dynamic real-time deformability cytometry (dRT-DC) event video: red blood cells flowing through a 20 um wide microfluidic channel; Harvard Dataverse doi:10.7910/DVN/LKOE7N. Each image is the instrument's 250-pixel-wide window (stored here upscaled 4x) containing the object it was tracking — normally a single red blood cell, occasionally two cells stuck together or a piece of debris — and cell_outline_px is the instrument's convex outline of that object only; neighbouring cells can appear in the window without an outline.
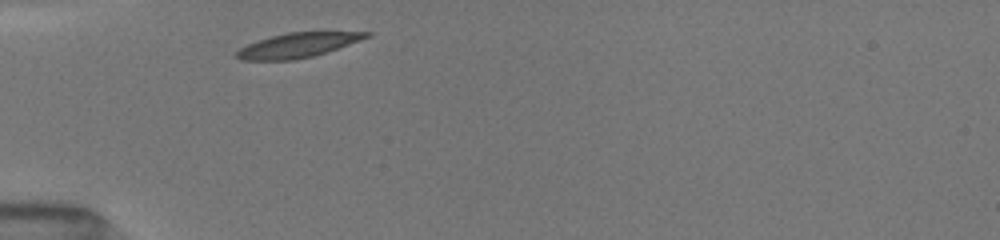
{"species": "common noctule bat (a hibernating species)", "species_latin": "Nyctalus noctula", "temperature_condition": "room temperature", "stored_images_in_passage": 2, "camera_frame_rate_fps": 3000, "um_per_image_px": 0.085, "animal": {"sex": "female", "body_mass_g": 19.5, "forearm_length_mm": 54.1}, "frame": {"image": 1, "passage_image": 1, "time_ms": 0.0, "image_size_px": [1000, 240], "cell_outline_px": [[372, 36], [312, 56], [292, 60], [240, 60], [236, 56], [236, 52], [240, 48], [248, 44], [272, 36], [288, 32], [372, 32]], "centroid_in_image_um": [25.29, 3.84], "position_along_channel_um": 59.7, "area_um2": 18.15}}
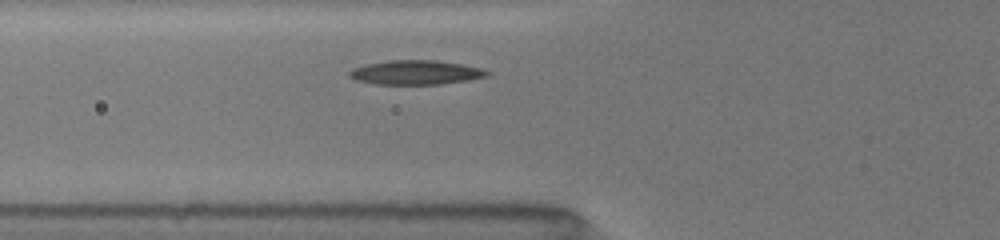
{"frame": {"image": 2, "passage_image": 2, "time_ms": 1.0, "image_size_px": [1000, 240], "cell_outline_px": [[492, 72], [488, 76], [468, 80], [440, 84], [376, 84], [356, 80], [348, 76], [348, 72], [352, 68], [368, 64], [388, 60], [436, 60], [460, 64], [480, 68]], "centroid_in_image_um": [35.33, 6.16], "position_along_channel_um": 90.5, "area_um2": 19.42}}